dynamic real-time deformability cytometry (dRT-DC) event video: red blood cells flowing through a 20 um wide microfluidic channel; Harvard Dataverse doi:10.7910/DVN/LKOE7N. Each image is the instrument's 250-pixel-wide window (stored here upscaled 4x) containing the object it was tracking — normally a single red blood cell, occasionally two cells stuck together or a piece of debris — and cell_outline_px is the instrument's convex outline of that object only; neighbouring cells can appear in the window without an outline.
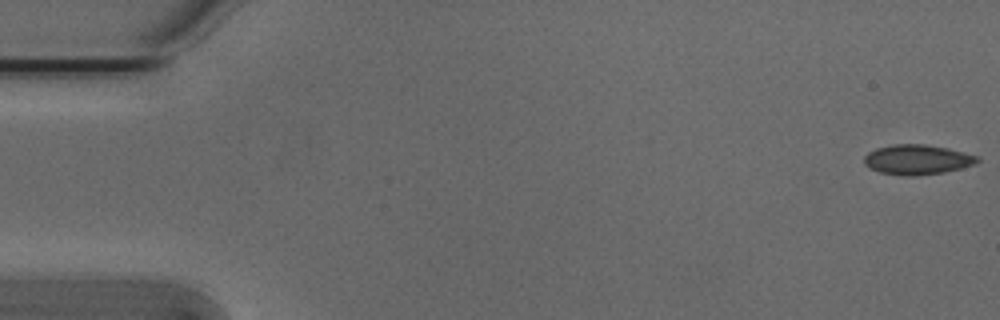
{"species": "Egyptian fruit bat (a non-hibernating species)", "species_latin": "Rousettus aegyptiacus", "temperature_condition": "cold", "stored_images_in_passage": 54, "camera_frame_rate_fps": 3000, "um_per_image_px": 0.085, "animal": {"sex": "male"}, "frame": {"image": 1, "passage_image": 1, "time_ms": 0.0, "image_size_px": [1000, 320], "cell_outline_px": [[980, 160], [972, 164], [960, 168], [944, 172], [912, 176], [908, 176], [880, 172], [868, 168], [864, 164], [864, 156], [868, 152], [876, 148], [896, 144], [924, 144], [948, 148], [976, 156]], "centroid_in_image_um": [77.9, 13.56], "position_along_channel_um": 7.1, "area_um2": 19.48}}
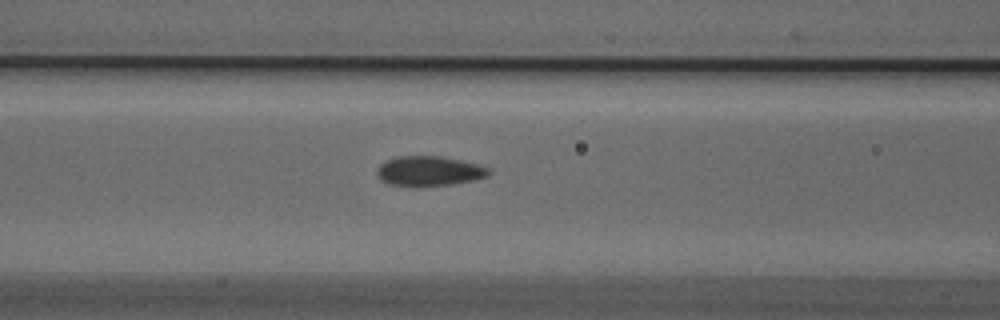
{"frame": {"image": 2, "passage_image": 22, "time_ms": 7.0, "image_size_px": [1000, 320], "cell_outline_px": [[492, 172], [488, 176], [472, 180], [452, 184], [420, 188], [408, 188], [388, 184], [380, 180], [376, 172], [380, 164], [388, 160], [400, 156], [440, 156], [460, 160], [476, 164], [488, 168]], "centroid_in_image_um": [36.43, 14.58], "position_along_channel_um": 130.2, "area_um2": 19.83}}
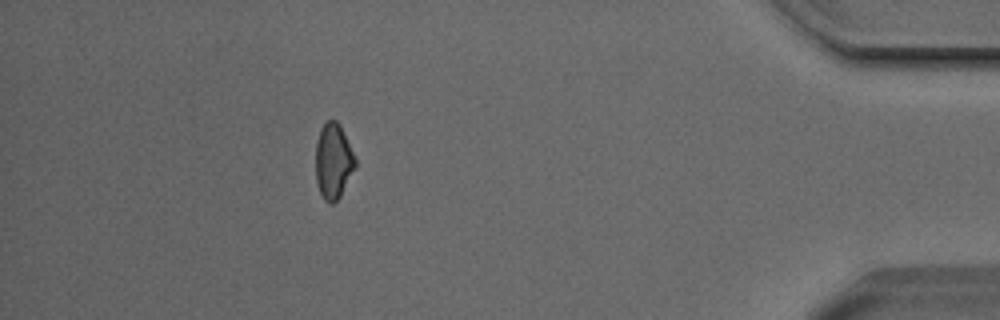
{"frame": {"image": 3, "passage_image": 48, "time_ms": 15.667, "image_size_px": [1000, 320], "cell_outline_px": [[356, 168], [340, 196], [332, 204], [328, 204], [324, 200], [320, 192], [316, 180], [316, 144], [320, 128], [328, 120], [336, 120], [340, 124], [356, 160]], "centroid_in_image_um": [28.33, 13.71], "position_along_channel_um": 406.9, "area_um2": 17.4}, "authors_computed_cell_mechanics": {"area_um2": 18.9295, "velocity_mm_per_s": 3.8194, "shape_relaxation_time_tau1_ms": 3.1833, "shape_relaxation_time_tau2_ms": 3.9552, "deformation_change_tau1": 0.062, "deformation_change_tau2": 0.0748}}